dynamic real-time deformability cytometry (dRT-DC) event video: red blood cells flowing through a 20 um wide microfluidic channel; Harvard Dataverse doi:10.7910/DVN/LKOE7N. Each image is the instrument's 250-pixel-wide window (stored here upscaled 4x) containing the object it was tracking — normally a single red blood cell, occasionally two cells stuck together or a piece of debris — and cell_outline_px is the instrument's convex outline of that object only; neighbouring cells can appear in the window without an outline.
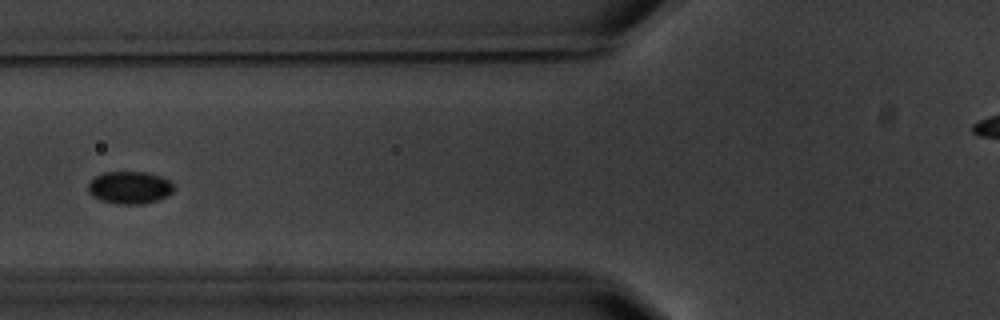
{"species": "common noctule bat (a hibernating species)", "species_latin": "Nyctalus noctula", "temperature_condition": "warm", "stored_images_in_passage": 11, "camera_frame_rate_fps": 3000, "um_per_image_px": 0.085, "animal": {"sex": "male", "body_mass_g": 20.1, "forearm_length_mm": 53.5}, "frame": {"image": 1, "passage_image": 7, "time_ms": 8.0, "image_size_px": [1000, 320], "cell_outline_px": [[172, 192], [156, 200], [144, 204], [116, 204], [100, 200], [92, 196], [88, 192], [88, 184], [96, 176], [104, 172], [148, 172], [172, 180]], "centroid_in_image_um": [11.0, 15.94], "position_along_channel_um": 114.8, "area_um2": 16.18}}
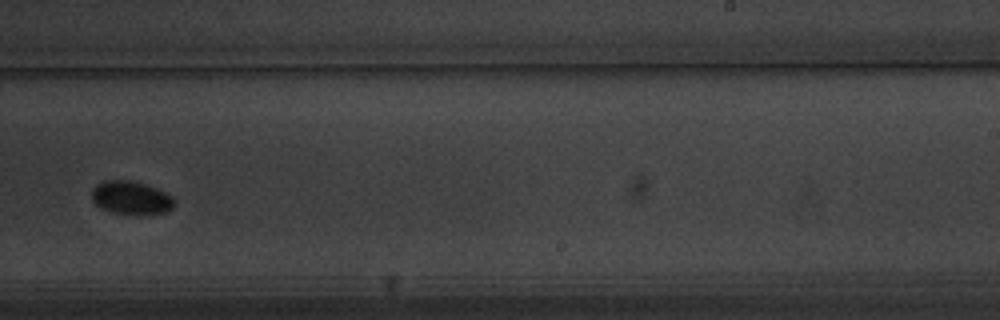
{"frame": {"image": 2, "passage_image": 11, "time_ms": 12.667, "image_size_px": [1000, 320], "cell_outline_px": [[176, 204], [168, 212], [140, 216], [112, 212], [100, 208], [92, 200], [92, 188], [96, 184], [104, 180], [128, 180], [144, 184], [156, 188], [172, 196]], "centroid_in_image_um": [11.15, 16.84], "position_along_channel_um": 277.8, "area_um2": 16.36}}